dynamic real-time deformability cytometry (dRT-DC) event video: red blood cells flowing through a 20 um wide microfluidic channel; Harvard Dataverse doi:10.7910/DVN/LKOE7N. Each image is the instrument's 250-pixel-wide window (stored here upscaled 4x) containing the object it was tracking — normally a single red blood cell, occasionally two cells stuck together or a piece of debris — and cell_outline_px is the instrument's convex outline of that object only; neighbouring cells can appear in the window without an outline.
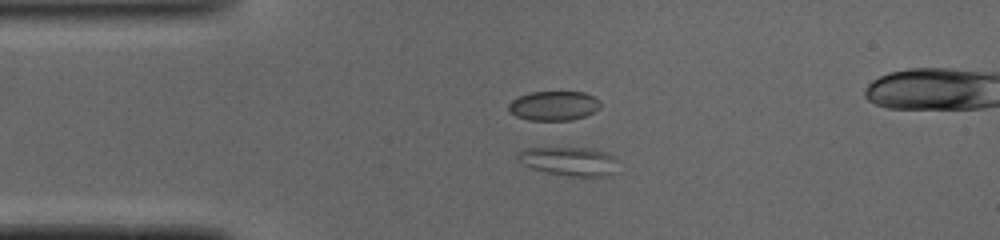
{"species": "common noctule bat (a hibernating species)", "species_latin": "Nyctalus noctula", "temperature_condition": "cold", "stored_images_in_passage": 44, "camera_frame_rate_fps": 3000, "um_per_image_px": 0.085, "animal": {"sex": "male", "body_mass_g": 19.0, "forearm_length_mm": 50.8}, "frame": {"image": 1, "passage_image": 4, "time_ms": 1.0, "image_size_px": [1000, 240], "cell_outline_px": [[616, 160], [608, 172], [604, 176], [572, 176], [548, 172], [532, 168], [524, 164], [516, 156], [520, 152], [528, 148], [588, 148], [608, 152]], "centroid_in_image_um": [48.32, 13.68], "position_along_channel_um": 36.7, "area_um2": 16.01}}
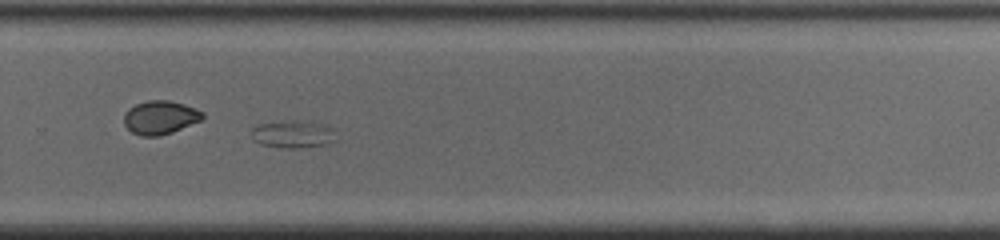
{"frame": {"image": 2, "passage_image": 26, "time_ms": 8.333, "image_size_px": [1000, 240], "cell_outline_px": [[336, 140], [324, 144], [300, 148], [280, 148], [260, 144], [252, 140], [252, 128], [256, 124], [328, 124], [332, 128]], "centroid_in_image_um": [24.88, 11.48], "position_along_channel_um": 304.9, "area_um2": 12.66}}
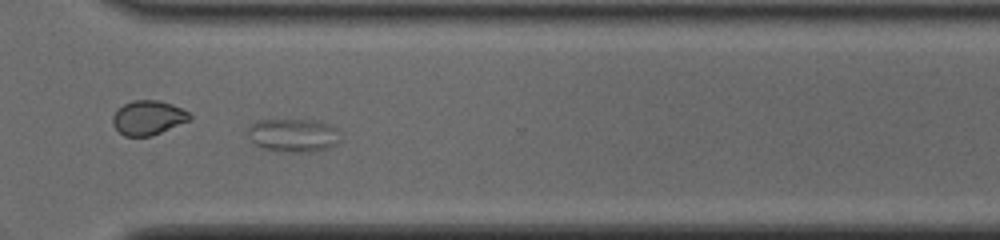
{"frame": {"image": 3, "passage_image": 29, "time_ms": 9.333, "image_size_px": [1000, 240], "cell_outline_px": [[336, 144], [328, 148], [316, 152], [292, 152], [264, 148], [256, 144], [248, 136], [248, 128], [252, 124], [260, 120], [320, 120], [336, 128]], "centroid_in_image_um": [24.92, 11.49], "position_along_channel_um": 345.7, "area_um2": 17.63}}